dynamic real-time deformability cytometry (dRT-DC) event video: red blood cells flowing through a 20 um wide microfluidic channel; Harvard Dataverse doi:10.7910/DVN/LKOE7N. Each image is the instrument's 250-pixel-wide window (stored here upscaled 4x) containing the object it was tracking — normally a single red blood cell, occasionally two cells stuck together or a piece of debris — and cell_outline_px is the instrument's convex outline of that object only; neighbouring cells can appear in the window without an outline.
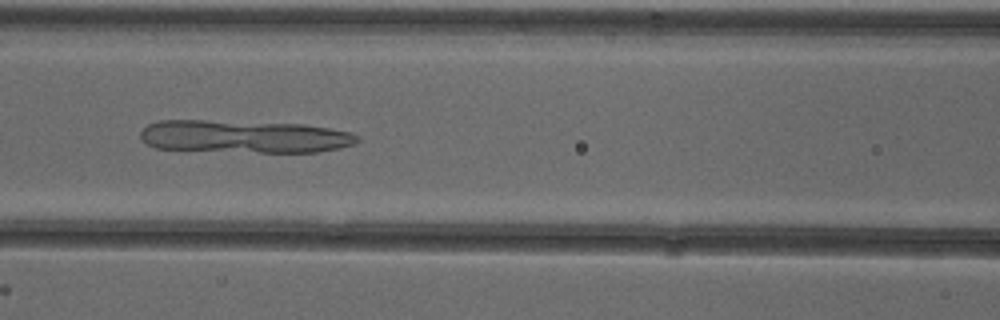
{"species": "common noctule bat (a hibernating species)", "species_latin": "Nyctalus noctula", "temperature_condition": "cold", "stored_images_in_passage": 46, "camera_frame_rate_fps": 3000, "um_per_image_px": 0.085, "animal": {"sex": "female"}, "frame": {"image": 1, "passage_image": 17, "time_ms": 5.333, "image_size_px": [1000, 320], "cell_outline_px": [[360, 140], [356, 144], [340, 148], [316, 152], [260, 152], [156, 148], [140, 140], [140, 132], [148, 124], [160, 120], [204, 120], [304, 124], [352, 132], [360, 136]], "centroid_in_image_um": [20.8, 11.6], "position_along_channel_um": 145.8, "area_um2": 41.44}}
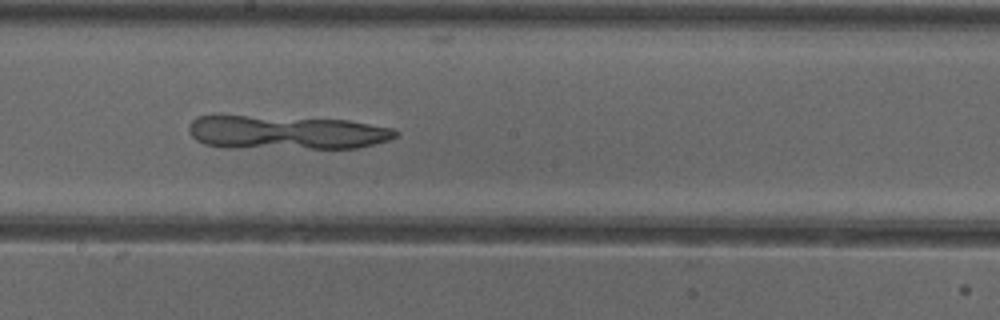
{"frame": {"image": 2, "passage_image": 23, "time_ms": 7.333, "image_size_px": [1000, 320], "cell_outline_px": [[400, 136], [388, 140], [356, 148], [224, 148], [204, 144], [196, 140], [192, 136], [188, 128], [192, 120], [196, 116], [212, 112], [220, 112], [348, 120], [392, 128], [400, 132]], "centroid_in_image_um": [24.19, 11.21], "position_along_channel_um": 224.0, "area_um2": 42.66}}
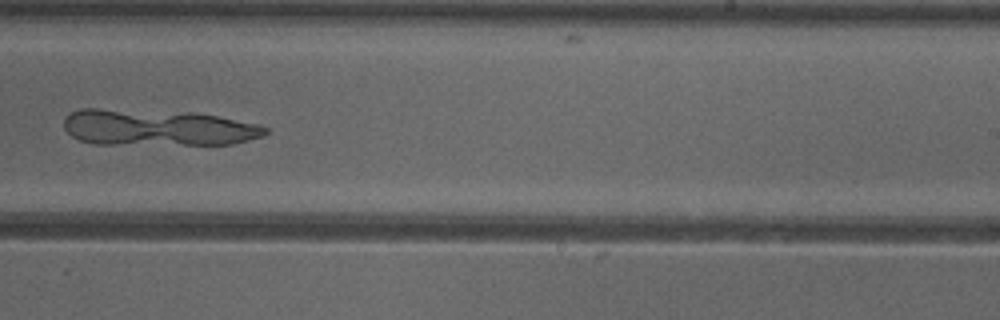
{"frame": {"image": 3, "passage_image": 27, "time_ms": 8.667, "image_size_px": [1000, 320], "cell_outline_px": [[268, 132], [264, 136], [232, 144], [96, 144], [80, 140], [72, 136], [64, 128], [64, 116], [80, 108], [100, 108], [196, 112], [260, 124], [268, 128]], "centroid_in_image_um": [13.39, 10.83], "position_along_channel_um": 275.6, "area_um2": 43.06}}